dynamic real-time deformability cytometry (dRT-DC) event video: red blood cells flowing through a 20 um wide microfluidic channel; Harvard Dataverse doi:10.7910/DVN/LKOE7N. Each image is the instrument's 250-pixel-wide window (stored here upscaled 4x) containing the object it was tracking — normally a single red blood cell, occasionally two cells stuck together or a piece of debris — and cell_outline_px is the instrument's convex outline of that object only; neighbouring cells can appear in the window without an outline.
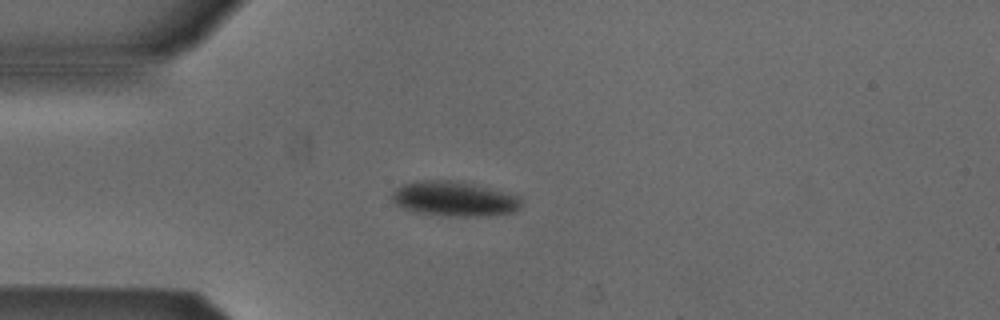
{"species": "Egyptian fruit bat (a non-hibernating species)", "species_latin": "Rousettus aegyptiacus", "temperature_condition": "cold", "stored_images_in_passage": 26, "camera_frame_rate_fps": 3000, "um_per_image_px": 0.085, "animal": {"sex": "male"}, "frame": {"image": 1, "passage_image": 1, "time_ms": 0.0, "image_size_px": [1000, 320], "cell_outline_px": [[520, 208], [512, 212], [480, 216], [448, 216], [412, 212], [400, 208], [392, 200], [392, 192], [396, 188], [404, 184], [416, 180], [460, 180], [520, 196]], "centroid_in_image_um": [38.56, 16.89], "position_along_channel_um": 46.4, "area_um2": 26.47}}
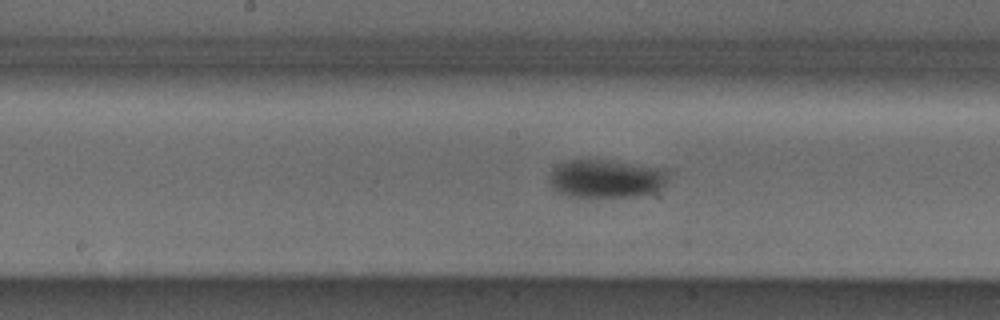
{"frame": {"image": 2, "passage_image": 14, "time_ms": 4.333, "image_size_px": [1000, 320], "cell_outline_px": [[668, 180], [660, 188], [652, 192], [636, 196], [568, 196], [556, 192], [552, 188], [548, 180], [548, 176], [552, 168], [568, 160], [604, 160], [656, 168], [668, 172]], "centroid_in_image_um": [51.43, 15.19], "position_along_channel_um": 196.8, "area_um2": 26.07}}
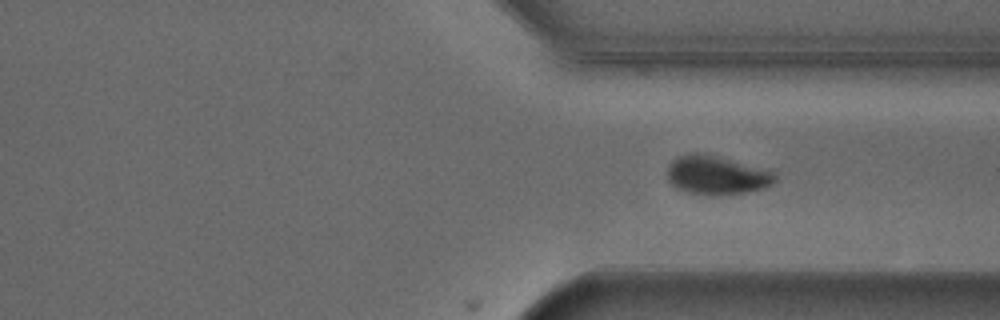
{"frame": {"image": 3, "passage_image": 26, "time_ms": 8.333, "image_size_px": [1000, 320], "cell_outline_px": [[776, 180], [772, 184], [764, 188], [748, 192], [720, 196], [704, 196], [688, 192], [676, 188], [668, 180], [668, 164], [672, 160], [680, 156], [692, 152], [696, 152], [768, 168], [776, 176]], "centroid_in_image_um": [60.93, 14.91], "position_along_channel_um": 350.5, "area_um2": 24.68}}